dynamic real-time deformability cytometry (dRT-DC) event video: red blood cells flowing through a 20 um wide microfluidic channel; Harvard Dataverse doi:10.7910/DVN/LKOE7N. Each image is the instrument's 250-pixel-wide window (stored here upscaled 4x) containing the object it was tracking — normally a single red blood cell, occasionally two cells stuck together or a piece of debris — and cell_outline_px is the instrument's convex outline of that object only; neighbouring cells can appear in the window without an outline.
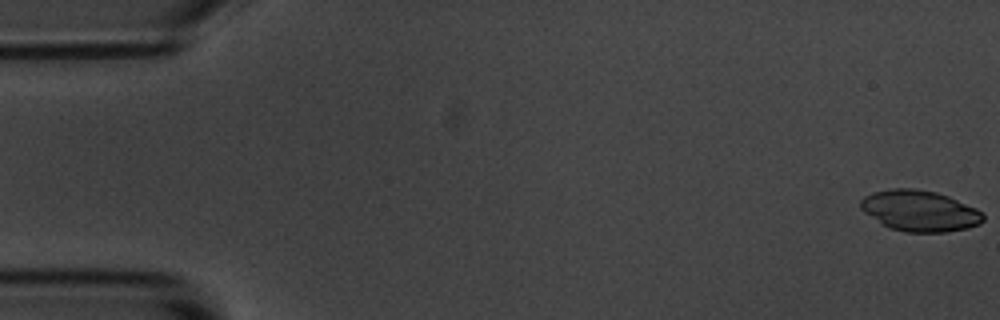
{"species": "common noctule bat (a hibernating species)", "species_latin": "Nyctalus noctula", "temperature_condition": "room temperature", "stored_images_in_passage": 4, "camera_frame_rate_fps": 3000, "um_per_image_px": 0.085, "animal": {"sex": "male", "body_mass_g": 20.1, "forearm_length_mm": 53.5}, "frame": {"image": 1, "passage_image": 1, "time_ms": 0.0, "image_size_px": [1000, 320], "cell_outline_px": [[984, 220], [980, 224], [968, 228], [944, 232], [904, 232], [888, 228], [880, 224], [864, 212], [860, 208], [860, 200], [864, 196], [872, 192], [892, 188], [912, 188], [936, 192], [948, 196], [976, 208], [984, 212]], "centroid_in_image_um": [78.16, 17.92], "position_along_channel_um": 6.8, "area_um2": 29.54}}